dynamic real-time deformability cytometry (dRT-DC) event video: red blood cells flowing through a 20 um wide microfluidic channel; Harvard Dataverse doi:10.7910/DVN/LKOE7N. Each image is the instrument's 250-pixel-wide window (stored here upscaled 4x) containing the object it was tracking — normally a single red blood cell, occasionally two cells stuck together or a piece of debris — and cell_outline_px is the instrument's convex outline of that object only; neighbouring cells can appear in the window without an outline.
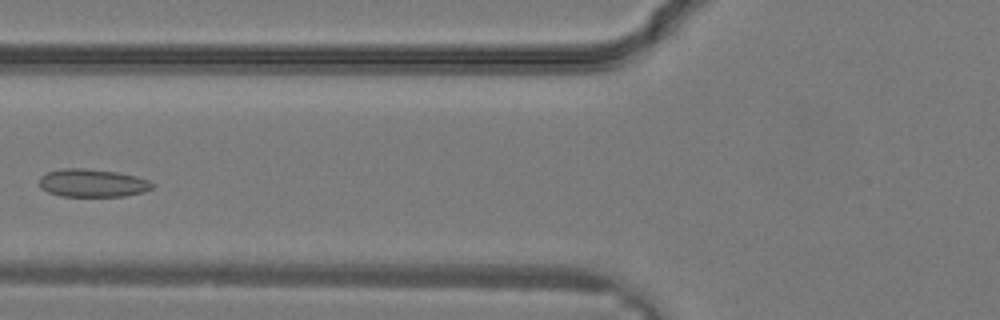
{"species": "common noctule bat (a hibernating species)", "species_latin": "Nyctalus noctula", "temperature_condition": "warm", "stored_images_in_passage": 7, "camera_frame_rate_fps": 3000, "um_per_image_px": 0.085, "animal": {"sex": "male", "body_mass_g": 19.2, "forearm_length_mm": 51.8}, "frame": {"image": 1, "passage_image": 4, "time_ms": 1.0, "image_size_px": [1000, 320], "cell_outline_px": [[156, 184], [152, 188], [144, 192], [124, 196], [60, 196], [48, 192], [40, 188], [40, 176], [48, 172], [64, 168], [84, 168], [116, 172], [136, 176], [148, 180]], "centroid_in_image_um": [7.87, 15.56], "position_along_channel_um": 117.9, "area_um2": 18.44}}
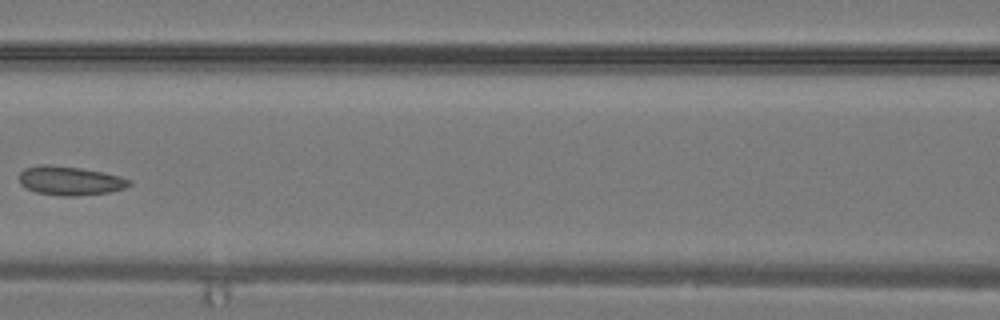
{"frame": {"image": 2, "passage_image": 6, "time_ms": 1.667, "image_size_px": [1000, 320], "cell_outline_px": [[132, 184], [124, 188], [108, 192], [76, 196], [64, 196], [36, 192], [20, 184], [20, 172], [24, 168], [40, 164], [48, 164], [80, 168], [104, 172], [120, 176], [132, 180]], "centroid_in_image_um": [5.96, 15.35], "position_along_channel_um": 160.6, "area_um2": 18.55}}